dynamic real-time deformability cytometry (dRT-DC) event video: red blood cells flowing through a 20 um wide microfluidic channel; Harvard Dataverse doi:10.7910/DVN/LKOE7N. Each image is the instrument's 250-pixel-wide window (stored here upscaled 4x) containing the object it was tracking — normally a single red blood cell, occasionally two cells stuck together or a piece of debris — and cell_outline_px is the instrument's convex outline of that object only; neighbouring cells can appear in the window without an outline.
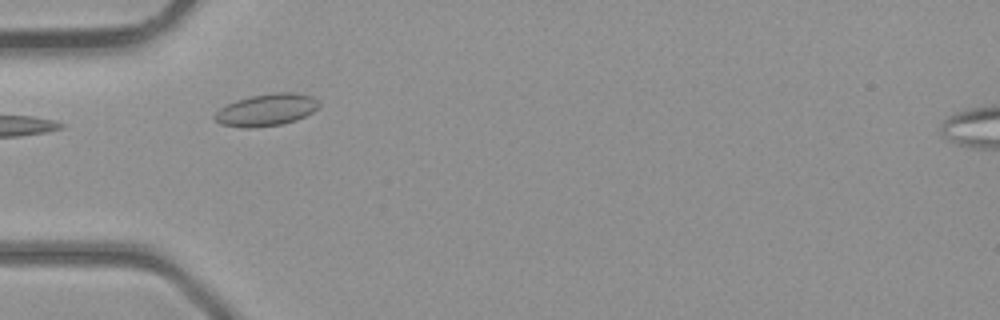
{"species": "common noctule bat (a hibernating species)", "species_latin": "Nyctalus noctula", "temperature_condition": "room temperature", "stored_images_in_passage": 3, "camera_frame_rate_fps": 3000, "um_per_image_px": 0.085, "animal": {"sex": "male", "body_mass_g": 23.1, "forearm_length_mm": 52.7}, "frame": {"image": 1, "passage_image": 3, "time_ms": 2.333, "image_size_px": [1000, 320], "cell_outline_px": [[320, 108], [296, 120], [284, 124], [256, 128], [244, 128], [220, 124], [212, 116], [220, 108], [236, 100], [252, 96], [276, 92], [296, 92], [312, 96], [320, 104]], "centroid_in_image_um": [22.66, 9.35], "position_along_channel_um": 62.3, "area_um2": 19.65}}